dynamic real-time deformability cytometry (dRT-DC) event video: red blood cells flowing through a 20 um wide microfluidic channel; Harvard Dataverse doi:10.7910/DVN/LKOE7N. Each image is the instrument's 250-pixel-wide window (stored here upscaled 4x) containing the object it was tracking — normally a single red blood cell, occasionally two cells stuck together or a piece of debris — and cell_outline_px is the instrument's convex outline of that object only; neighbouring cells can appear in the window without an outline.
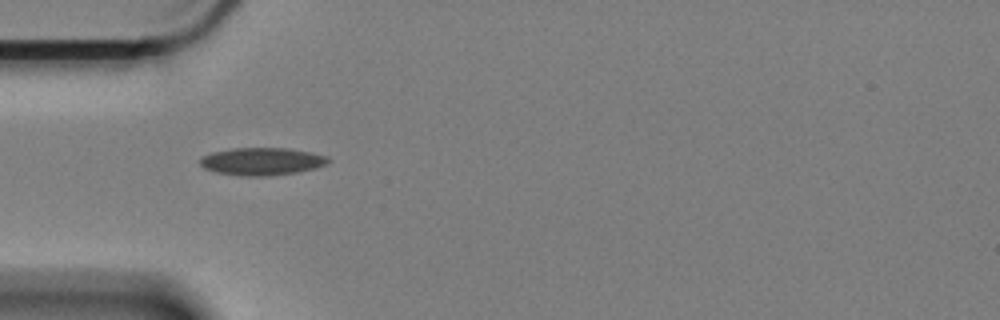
{"species": "Egyptian fruit bat (a non-hibernating species)", "species_latin": "Rousettus aegyptiacus", "temperature_condition": "cold", "stored_images_in_passage": 43, "camera_frame_rate_fps": 3000, "um_per_image_px": 0.085, "animal": {"sex": "female"}, "frame": {"image": 1, "passage_image": 1, "time_ms": 0.0, "image_size_px": [1000, 320], "cell_outline_px": [[332, 160], [324, 164], [312, 168], [296, 172], [268, 176], [240, 176], [216, 172], [204, 168], [200, 164], [200, 160], [204, 156], [212, 152], [232, 148], [288, 148], [312, 152], [328, 156]], "centroid_in_image_um": [22.25, 13.71], "position_along_channel_um": 62.7, "area_um2": 20.52}}
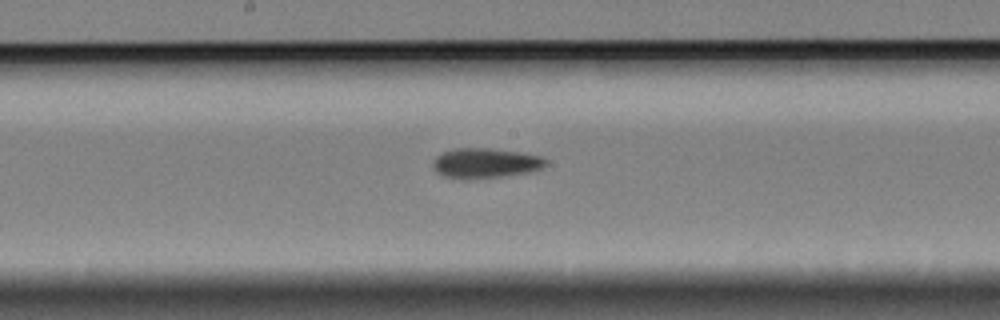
{"frame": {"image": 2, "passage_image": 14, "time_ms": 4.333, "image_size_px": [1000, 320], "cell_outline_px": [[548, 164], [532, 172], [504, 176], [464, 180], [444, 176], [436, 172], [432, 168], [432, 160], [436, 156], [452, 148], [488, 148], [520, 152], [540, 156], [548, 160]], "centroid_in_image_um": [41.23, 13.87], "position_along_channel_um": 207.0, "area_um2": 20.06}}
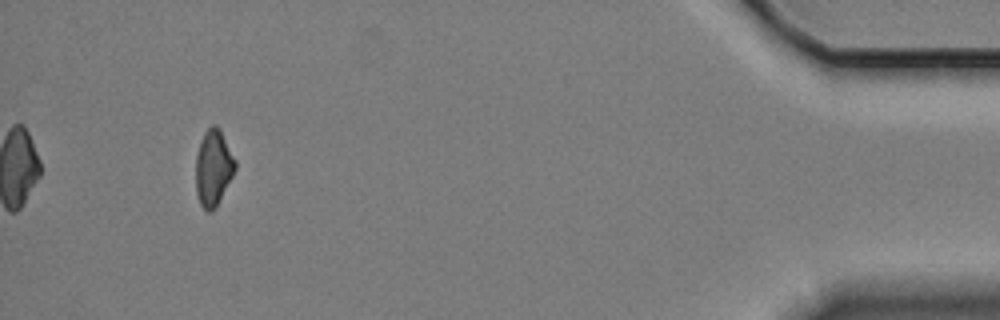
{"frame": {"image": 3, "passage_image": 39, "time_ms": 12.667, "image_size_px": [1000, 320], "cell_outline_px": [[236, 168], [216, 208], [212, 212], [208, 212], [200, 204], [196, 192], [196, 156], [200, 140], [204, 132], [212, 124], [216, 124], [220, 128], [236, 160]], "centroid_in_image_um": [18.13, 14.24], "position_along_channel_um": 417.1, "area_um2": 17.63}}